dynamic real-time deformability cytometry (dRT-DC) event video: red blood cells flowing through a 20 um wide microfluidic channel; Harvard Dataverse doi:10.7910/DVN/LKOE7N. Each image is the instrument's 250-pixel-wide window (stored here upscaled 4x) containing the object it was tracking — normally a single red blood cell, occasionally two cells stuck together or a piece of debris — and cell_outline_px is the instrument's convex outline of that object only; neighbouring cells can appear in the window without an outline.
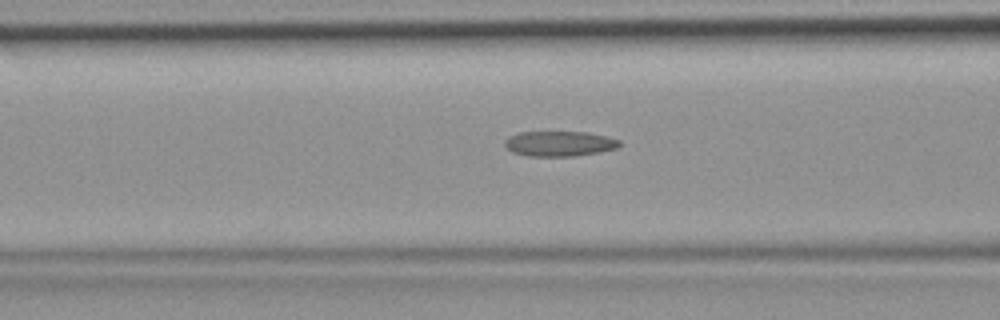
{"species": "common noctule bat (a hibernating species)", "species_latin": "Nyctalus noctula", "temperature_condition": "room temperature", "stored_images_in_passage": 47, "camera_frame_rate_fps": 3000, "um_per_image_px": 0.085, "animal": {"sex": "female", "body_mass_g": 19.9}, "frame": {"image": 1, "passage_image": 19, "time_ms": 6.0, "image_size_px": [1000, 320], "cell_outline_px": [[620, 144], [616, 148], [600, 152], [572, 156], [528, 156], [512, 152], [504, 144], [504, 140], [508, 136], [520, 132], [588, 132], [608, 136], [620, 140]], "centroid_in_image_um": [47.54, 12.2], "position_along_channel_um": 119.1, "area_um2": 16.88}}
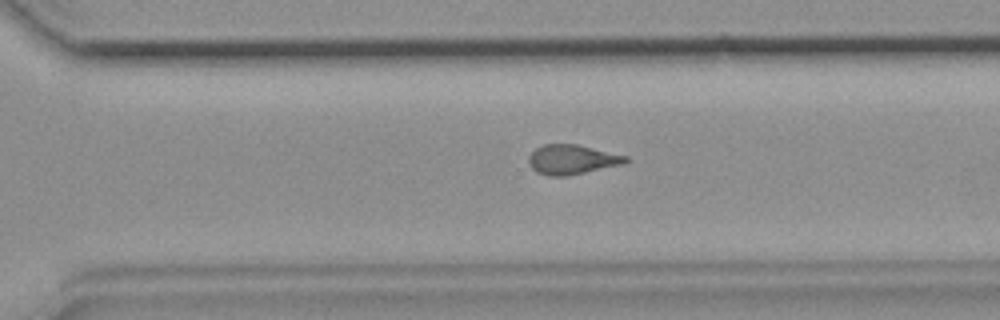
{"frame": {"image": 2, "passage_image": 33, "time_ms": 10.667, "image_size_px": [1000, 320], "cell_outline_px": [[628, 160], [624, 164], [568, 176], [548, 176], [536, 172], [528, 164], [528, 156], [536, 148], [544, 144], [576, 144], [628, 156]], "centroid_in_image_um": [48.6, 13.57], "position_along_channel_um": 322.0, "area_um2": 16.82}}
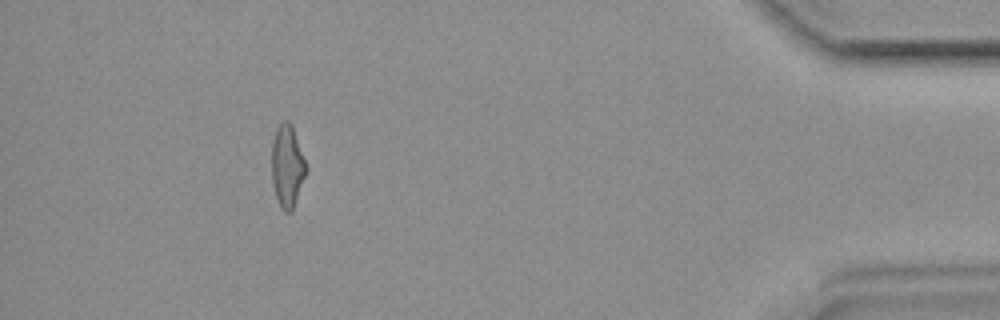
{"frame": {"image": 3, "passage_image": 43, "time_ms": 14.0, "image_size_px": [1000, 320], "cell_outline_px": [[308, 168], [292, 212], [284, 212], [280, 208], [272, 184], [272, 144], [276, 128], [284, 120], [288, 120], [292, 124]], "centroid_in_image_um": [24.42, 14.13], "position_along_channel_um": 410.8, "area_um2": 16.65}}